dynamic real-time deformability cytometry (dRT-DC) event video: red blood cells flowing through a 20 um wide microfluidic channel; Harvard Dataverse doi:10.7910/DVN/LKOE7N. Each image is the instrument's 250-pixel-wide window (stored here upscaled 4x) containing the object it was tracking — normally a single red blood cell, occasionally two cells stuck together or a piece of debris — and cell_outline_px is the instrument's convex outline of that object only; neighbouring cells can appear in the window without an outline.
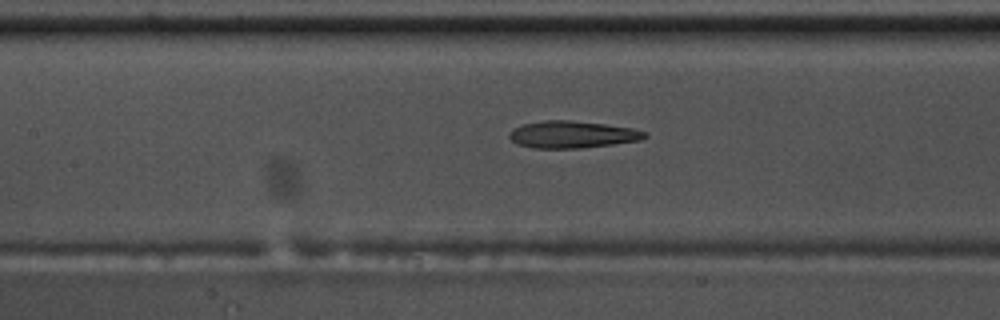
{"species": "common noctule bat (a hibernating species)", "species_latin": "Nyctalus noctula", "temperature_condition": "warm", "stored_images_in_passage": 47, "camera_frame_rate_fps": 3000, "um_per_image_px": 0.085, "animal": {"sex": "male", "body_mass_g": 17.5, "forearm_length_mm": 52.3}, "frame": {"image": 1, "passage_image": 17, "time_ms": 5.333, "image_size_px": [1000, 320], "cell_outline_px": [[648, 136], [640, 140], [612, 144], [580, 148], [532, 148], [516, 144], [508, 136], [512, 128], [520, 124], [544, 120], [568, 120], [604, 124], [632, 128], [644, 132]], "centroid_in_image_um": [48.57, 11.43], "position_along_channel_um": 158.8, "area_um2": 21.33}}
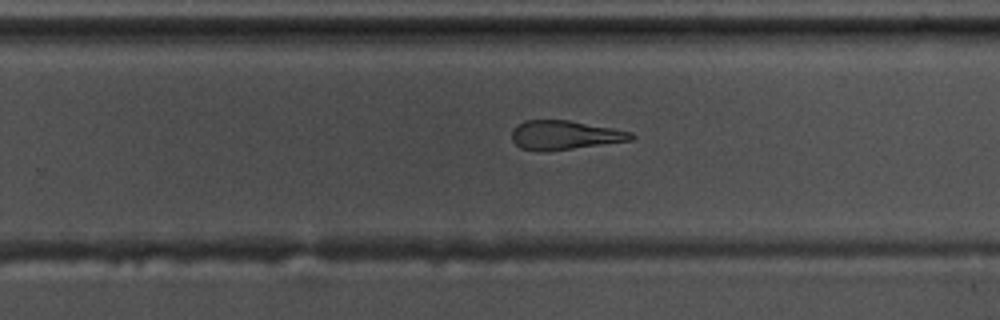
{"frame": {"image": 2, "passage_image": 27, "time_ms": 8.667, "image_size_px": [1000, 320], "cell_outline_px": [[636, 136], [632, 140], [548, 152], [540, 152], [520, 148], [512, 140], [512, 132], [524, 120], [568, 120], [612, 128], [632, 132]], "centroid_in_image_um": [48.0, 11.5], "position_along_channel_um": 281.8, "area_um2": 20.23}}
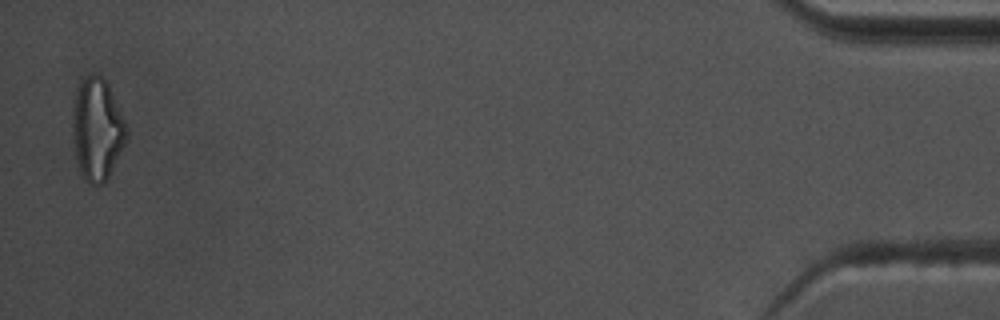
{"frame": {"image": 3, "passage_image": 46, "time_ms": 15.0, "image_size_px": [1000, 320], "cell_outline_px": [[128, 136], [108, 176], [100, 184], [88, 184], [80, 172], [76, 152], [72, 124], [72, 108], [76, 92], [80, 84], [88, 76], [100, 76], [108, 84], [128, 128]], "centroid_in_image_um": [8.26, 10.99], "position_along_channel_um": 426.9, "area_um2": 31.27}, "authors_computed_cell_mechanics": {"area_um2": 21.7328, "velocity_mm_per_s": 3.7063, "shape_relaxation_time_tau1_ms": null, "shape_relaxation_time_tau2_ms": 3.361, "deformation_change_tau1": null, "deformation_change_tau2": 0.1325}}